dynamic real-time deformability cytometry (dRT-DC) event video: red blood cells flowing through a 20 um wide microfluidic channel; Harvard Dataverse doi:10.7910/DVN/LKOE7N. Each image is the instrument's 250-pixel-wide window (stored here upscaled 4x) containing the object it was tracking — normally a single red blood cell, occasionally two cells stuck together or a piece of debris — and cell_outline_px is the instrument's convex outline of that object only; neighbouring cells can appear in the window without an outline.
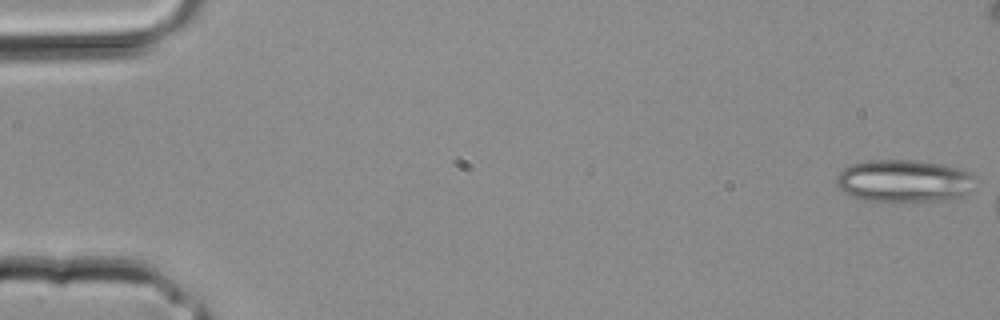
{"species": "common noctule bat (a hibernating species)", "species_latin": "Nyctalus noctula", "temperature_condition": "room temperature", "stored_images_in_passage": 5, "camera_frame_rate_fps": 3000, "um_per_image_px": 0.085, "animal": {"sex": "male", "body_mass_g": 20.4}, "frame": {"image": 1, "passage_image": 1, "time_ms": 0.0, "image_size_px": [1000, 320], "cell_outline_px": [[976, 176], [968, 192], [964, 196], [944, 200], [908, 204], [904, 204], [864, 200], [852, 196], [844, 192], [836, 184], [836, 176], [844, 168], [852, 164], [868, 160], [916, 160], [964, 168]], "centroid_in_image_um": [76.86, 15.41], "position_along_channel_um": 8.1, "area_um2": 35.37}}